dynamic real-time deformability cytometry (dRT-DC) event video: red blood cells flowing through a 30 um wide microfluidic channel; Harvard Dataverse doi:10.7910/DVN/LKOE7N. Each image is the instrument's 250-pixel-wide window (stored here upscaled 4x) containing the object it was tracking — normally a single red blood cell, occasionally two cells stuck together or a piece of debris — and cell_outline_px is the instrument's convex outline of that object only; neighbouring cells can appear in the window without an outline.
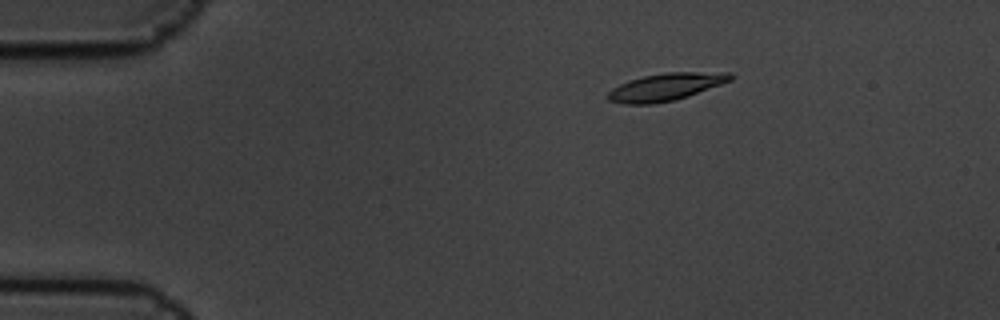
{"species": "common noctule bat (a hibernating species)", "species_latin": "Nyctalus noctula", "temperature_condition": "cold", "stored_images_in_passage": 6, "camera_frame_rate_fps": 3000, "um_per_image_px": 0.085, "animal": {"sex": "male", "body_mass_g": 19.5, "forearm_length_mm": 54.6}, "frame": {"image": 1, "passage_image": 3, "time_ms": 0.667, "image_size_px": [1000, 320], "cell_outline_px": [[732, 80], [688, 96], [676, 100], [652, 104], [624, 104], [608, 100], [608, 92], [612, 88], [628, 80], [644, 76], [664, 72], [732, 72]], "centroid_in_image_um": [56.59, 7.38], "position_along_channel_um": 28.4, "area_um2": 19.59}}
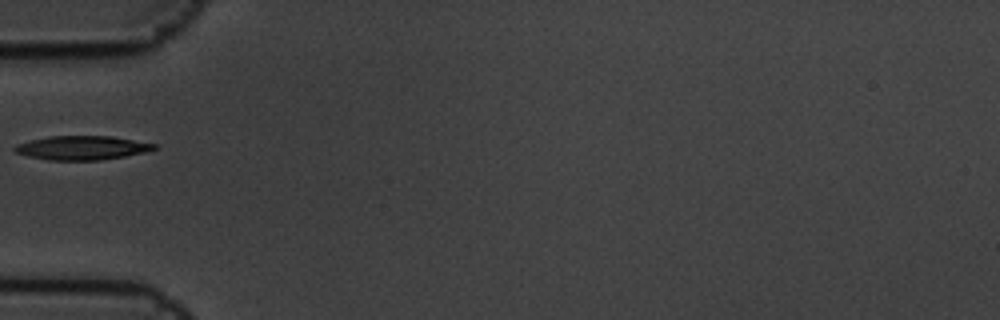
{"frame": {"image": 2, "passage_image": 6, "time_ms": 1.667, "image_size_px": [1000, 320], "cell_outline_px": [[160, 144], [156, 148], [144, 152], [124, 156], [100, 160], [48, 160], [28, 156], [16, 152], [12, 148], [16, 144], [48, 136], [112, 136]], "centroid_in_image_um": [6.99, 12.56], "position_along_channel_um": 78.0, "area_um2": 19.48}}